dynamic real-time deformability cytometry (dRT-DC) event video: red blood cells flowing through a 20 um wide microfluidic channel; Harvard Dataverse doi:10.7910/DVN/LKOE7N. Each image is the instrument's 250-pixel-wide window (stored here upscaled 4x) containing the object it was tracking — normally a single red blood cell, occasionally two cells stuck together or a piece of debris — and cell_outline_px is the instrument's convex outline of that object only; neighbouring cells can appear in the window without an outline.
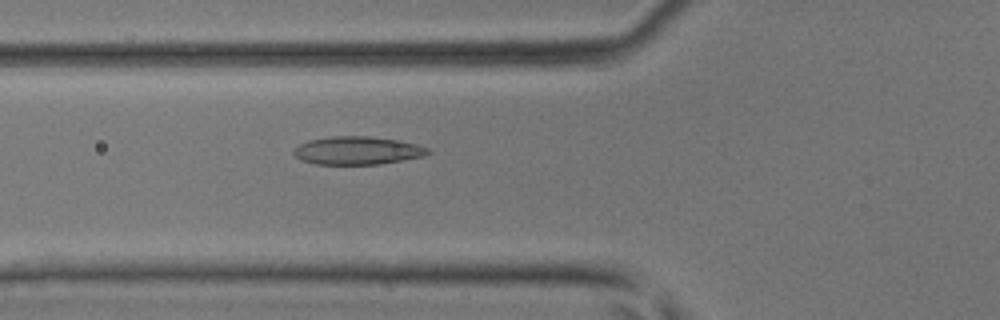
{"species": "common noctule bat (a hibernating species)", "species_latin": "Nyctalus noctula", "temperature_condition": "room temperature", "stored_images_in_passage": 27, "camera_frame_rate_fps": 3000, "um_per_image_px": 0.085, "animal": {"sex": "male", "body_mass_g": 17.9, "forearm_length_mm": 54.2}, "frame": {"image": 1, "passage_image": 3, "time_ms": 0.667, "image_size_px": [1000, 320], "cell_outline_px": [[432, 152], [424, 156], [380, 164], [316, 164], [300, 160], [292, 152], [292, 148], [308, 140], [332, 136], [368, 136], [400, 140], [416, 144], [428, 148]], "centroid_in_image_um": [30.37, 12.79], "position_along_channel_um": 95.4, "area_um2": 22.08}}
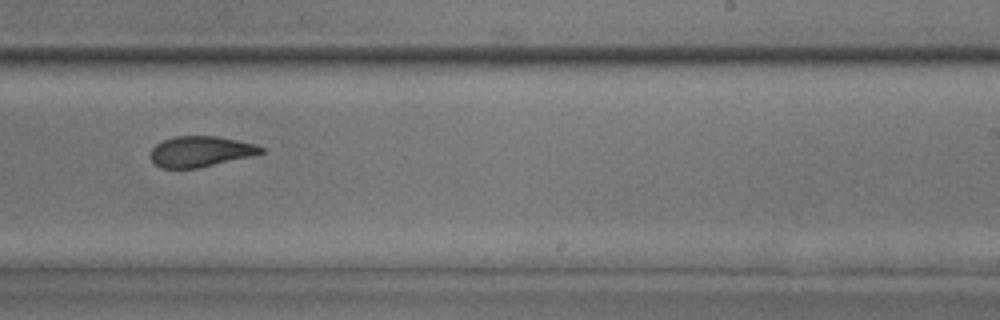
{"frame": {"image": 2, "passage_image": 15, "time_ms": 4.667, "image_size_px": [1000, 320], "cell_outline_px": [[264, 152], [252, 156], [200, 168], [160, 168], [148, 156], [152, 148], [156, 144], [164, 140], [176, 136], [216, 136], [256, 144], [264, 148]], "centroid_in_image_um": [17.04, 12.88], "position_along_channel_um": 272.0, "area_um2": 19.83}}
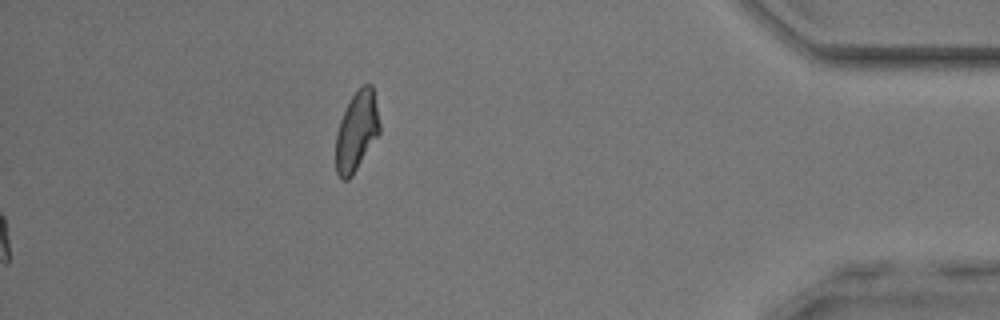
{"frame": {"image": 3, "passage_image": 27, "time_ms": 8.667, "image_size_px": [1000, 320], "cell_outline_px": [[380, 132], [352, 176], [348, 180], [344, 180], [336, 172], [336, 132], [340, 120], [352, 96], [364, 84], [372, 84], [380, 124]], "centroid_in_image_um": [30.31, 11.17], "position_along_channel_um": 404.9, "area_um2": 20.0}}